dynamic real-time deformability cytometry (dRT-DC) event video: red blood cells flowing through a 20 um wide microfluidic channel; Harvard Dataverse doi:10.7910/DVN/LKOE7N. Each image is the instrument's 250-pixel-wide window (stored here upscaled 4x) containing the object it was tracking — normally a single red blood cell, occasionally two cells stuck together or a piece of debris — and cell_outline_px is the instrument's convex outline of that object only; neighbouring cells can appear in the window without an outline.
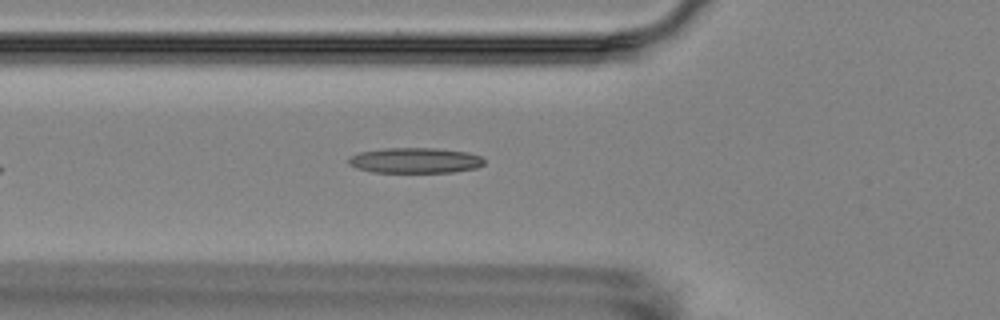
{"species": "Egyptian fruit bat (a non-hibernating species)", "species_latin": "Rousettus aegyptiacus", "temperature_condition": "room temperature", "stored_images_in_passage": 4, "camera_frame_rate_fps": 3000, "um_per_image_px": 0.085, "animal": {"sex": "female"}, "frame": {"image": 1, "passage_image": 4, "time_ms": 4.333, "image_size_px": [1000, 320], "cell_outline_px": [[484, 164], [476, 168], [452, 172], [372, 172], [356, 168], [348, 164], [348, 156], [360, 152], [384, 148], [436, 148], [468, 152], [480, 156], [484, 160]], "centroid_in_image_um": [35.26, 13.63], "position_along_channel_um": 90.5, "area_um2": 20.17}}